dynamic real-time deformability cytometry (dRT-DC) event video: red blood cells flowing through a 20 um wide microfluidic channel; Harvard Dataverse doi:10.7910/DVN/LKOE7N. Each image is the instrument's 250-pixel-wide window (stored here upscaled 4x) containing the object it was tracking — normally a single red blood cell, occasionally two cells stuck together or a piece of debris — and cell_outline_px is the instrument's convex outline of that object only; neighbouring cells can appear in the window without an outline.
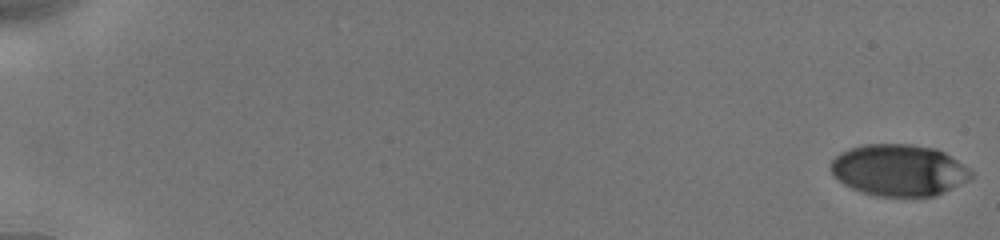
{"species": "human", "species_latin": "Homo sapiens", "temperature_condition": "cold", "stored_images_in_passage": 70, "camera_frame_rate_fps": 3000, "um_per_image_px": 0.085, "donor": {"sex": "male"}, "frame": {"image": 1, "passage_image": 1, "time_ms": 0.0, "image_size_px": [1000, 240], "cell_outline_px": [[972, 176], [968, 180], [936, 196], [876, 196], [852, 188], [844, 184], [832, 172], [832, 160], [840, 152], [848, 148], [864, 144], [908, 144], [936, 148], [944, 152], [968, 168], [972, 172]], "centroid_in_image_um": [76.41, 14.45], "position_along_channel_um": 8.6, "area_um2": 41.85}}
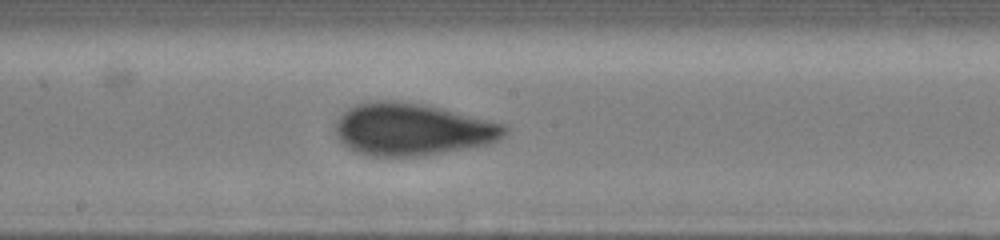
{"frame": {"image": 2, "passage_image": 39, "time_ms": 10.333, "image_size_px": [1000, 240], "cell_outline_px": [[508, 132], [504, 136], [492, 144], [420, 156], [372, 156], [356, 152], [348, 148], [336, 136], [336, 120], [348, 108], [356, 104], [376, 100], [396, 100], [424, 104], [504, 124], [508, 128]], "centroid_in_image_um": [35.04, 11.0], "position_along_channel_um": 213.2, "area_um2": 51.56}}
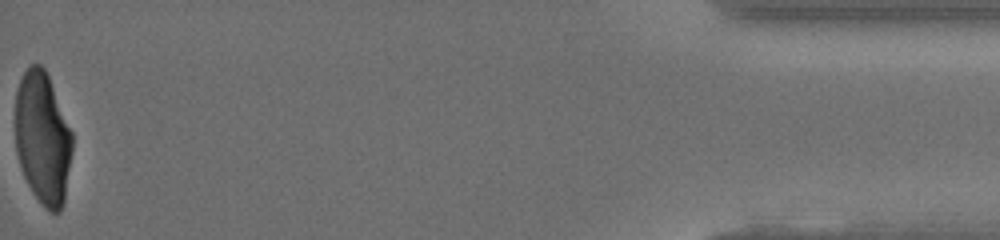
{"frame": {"image": 3, "passage_image": 69, "time_ms": 18.0, "image_size_px": [1000, 240], "cell_outline_px": [[72, 152], [64, 204], [60, 212], [48, 212], [44, 208], [32, 192], [24, 176], [16, 152], [16, 92], [20, 80], [28, 64], [40, 64], [44, 68], [48, 76], [72, 132]], "centroid_in_image_um": [3.64, 11.77], "position_along_channel_um": 431.6, "area_um2": 43.99}, "authors_computed_cell_mechanics": {"area_um2": 46.8469, "velocity_mm_per_s": 3.9066, "shape_relaxation_time_tau1_ms": 3.8666, "shape_relaxation_time_tau2_ms": 0.9041, "deformation_change_tau1": 0.1658, "deformation_change_tau2": 0.0723}}